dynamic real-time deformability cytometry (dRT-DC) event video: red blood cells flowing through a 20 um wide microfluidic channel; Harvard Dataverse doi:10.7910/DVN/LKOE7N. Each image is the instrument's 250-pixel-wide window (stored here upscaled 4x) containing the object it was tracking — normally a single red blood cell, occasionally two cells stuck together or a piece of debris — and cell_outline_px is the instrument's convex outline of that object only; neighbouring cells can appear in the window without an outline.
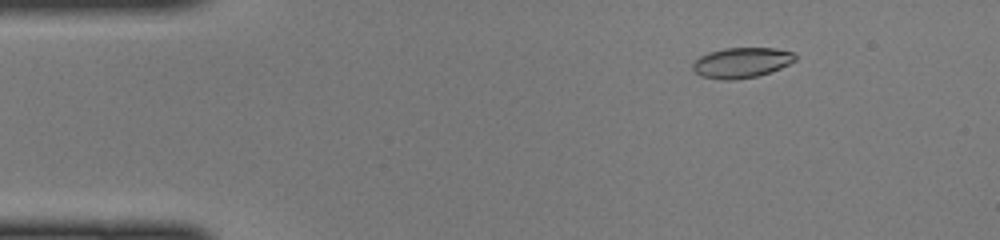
{"species": "common noctule bat (a hibernating species)", "species_latin": "Nyctalus noctula", "temperature_condition": "cold", "stored_images_in_passage": 18, "camera_frame_rate_fps": 3000, "um_per_image_px": 0.085, "animal": {"sex": "female", "body_mass_g": 22.0, "forearm_length_mm": 56.7}, "frame": {"image": 1, "passage_image": 1, "time_ms": 0.0, "image_size_px": [1000, 240], "cell_outline_px": [[796, 60], [780, 68], [756, 76], [732, 80], [724, 80], [700, 76], [692, 68], [692, 64], [700, 56], [708, 52], [724, 48], [776, 48], [792, 52], [796, 56]], "centroid_in_image_um": [63.01, 5.32], "position_along_channel_um": 22.0, "area_um2": 17.98}}
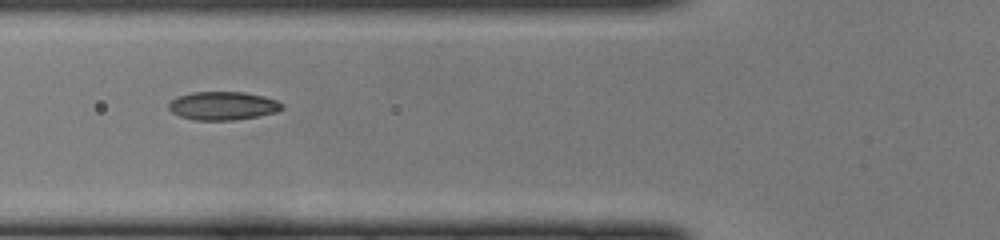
{"frame": {"image": 2, "passage_image": 12, "time_ms": 3.667, "image_size_px": [1000, 240], "cell_outline_px": [[284, 108], [276, 112], [256, 116], [232, 120], [196, 120], [180, 116], [172, 112], [168, 108], [168, 104], [176, 96], [192, 92], [244, 92], [264, 96], [276, 100], [284, 104]], "centroid_in_image_um": [18.94, 8.98], "position_along_channel_um": 106.9, "area_um2": 18.73}}
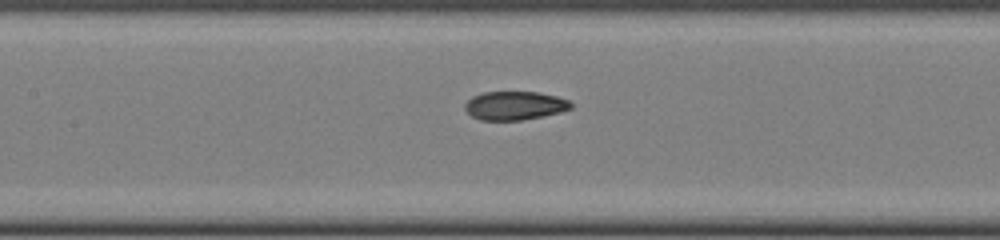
{"frame": {"image": 3, "passage_image": 16, "time_ms": 5.0, "image_size_px": [1000, 240], "cell_outline_px": [[572, 108], [560, 112], [520, 120], [480, 120], [472, 116], [464, 108], [464, 104], [472, 96], [484, 92], [540, 92], [556, 96], [568, 100], [572, 104]], "centroid_in_image_um": [43.73, 8.97], "position_along_channel_um": 163.7, "area_um2": 17.57}}